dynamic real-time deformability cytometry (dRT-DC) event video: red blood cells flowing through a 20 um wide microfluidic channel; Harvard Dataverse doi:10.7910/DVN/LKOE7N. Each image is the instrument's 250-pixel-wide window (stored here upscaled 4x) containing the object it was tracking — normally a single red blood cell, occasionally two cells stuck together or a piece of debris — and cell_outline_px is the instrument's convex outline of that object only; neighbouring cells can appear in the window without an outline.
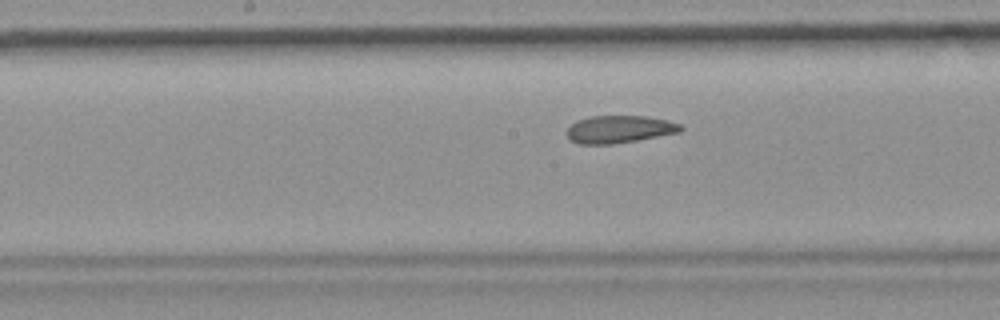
{"species": "common noctule bat (a hibernating species)", "species_latin": "Nyctalus noctula", "temperature_condition": "room temperature", "stored_images_in_passage": 26, "camera_frame_rate_fps": 3000, "um_per_image_px": 0.085, "animal": {"sex": "female", "body_mass_g": 19.9}, "frame": {"image": 1, "passage_image": 12, "time_ms": 3.667, "image_size_px": [1000, 320], "cell_outline_px": [[684, 128], [680, 132], [636, 140], [612, 144], [576, 144], [568, 140], [564, 132], [576, 120], [588, 116], [648, 116], [668, 120], [680, 124]], "centroid_in_image_um": [52.58, 10.99], "position_along_channel_um": 195.6, "area_um2": 18.5}}